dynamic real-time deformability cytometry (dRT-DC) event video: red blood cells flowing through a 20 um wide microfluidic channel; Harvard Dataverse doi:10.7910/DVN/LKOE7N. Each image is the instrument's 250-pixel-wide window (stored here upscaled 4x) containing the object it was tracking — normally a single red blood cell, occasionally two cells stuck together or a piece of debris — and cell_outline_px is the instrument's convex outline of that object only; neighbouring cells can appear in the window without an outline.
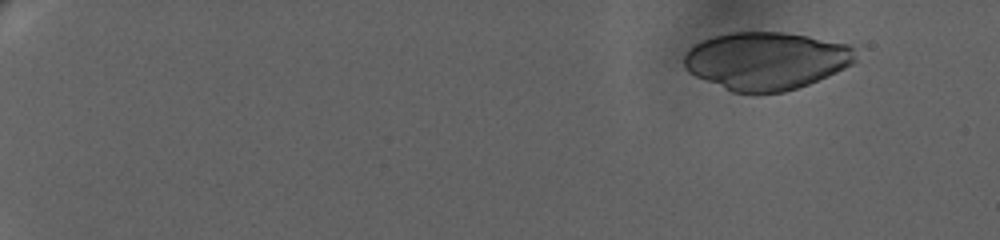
{"species": "human", "species_latin": "Homo sapiens", "temperature_condition": "warm", "stored_images_in_passage": 25, "camera_frame_rate_fps": 3000, "um_per_image_px": 0.085, "donor": {"sex": "female"}, "frame": {"image": 1, "passage_image": 5, "time_ms": 2.0, "image_size_px": [1000, 240], "cell_outline_px": [[856, 60], [852, 64], [828, 76], [808, 84], [784, 92], [732, 92], [704, 80], [688, 72], [684, 68], [684, 52], [688, 48], [704, 40], [728, 32], [780, 32], [808, 36], [848, 44], [856, 48]], "centroid_in_image_um": [65.12, 5.16], "position_along_channel_um": 19.9, "area_um2": 57.63}}
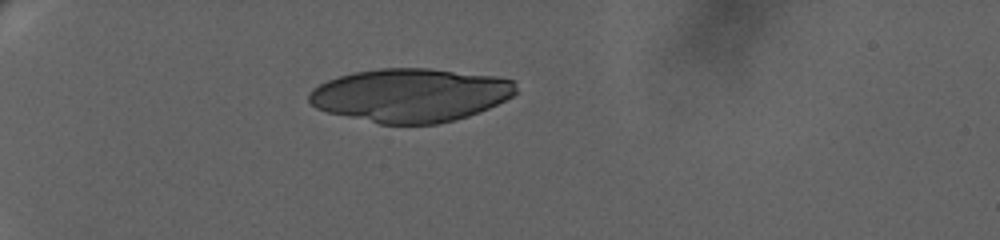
{"frame": {"image": 2, "passage_image": 16, "time_ms": 7.0, "image_size_px": [1000, 240], "cell_outline_px": [[516, 92], [512, 96], [488, 108], [468, 116], [436, 124], [380, 124], [328, 112], [316, 108], [308, 100], [308, 92], [312, 88], [328, 80], [352, 72], [380, 68], [428, 68], [496, 76], [516, 80]], "centroid_in_image_um": [34.88, 8.08], "position_along_channel_um": 50.1, "area_um2": 64.5}}